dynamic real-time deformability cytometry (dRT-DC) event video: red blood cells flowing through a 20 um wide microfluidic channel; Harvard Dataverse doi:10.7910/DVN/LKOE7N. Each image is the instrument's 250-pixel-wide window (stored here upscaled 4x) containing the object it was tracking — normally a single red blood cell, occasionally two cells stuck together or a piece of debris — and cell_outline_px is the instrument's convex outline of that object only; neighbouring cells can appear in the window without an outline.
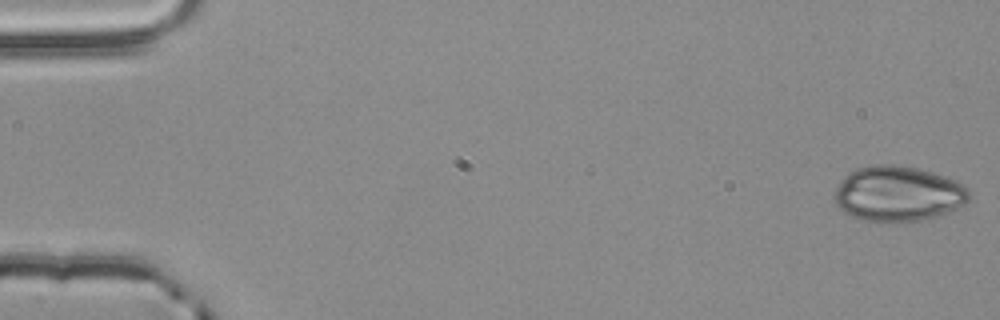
{"species": "common noctule bat (a hibernating species)", "species_latin": "Nyctalus noctula", "temperature_condition": "room temperature", "stored_images_in_passage": 3, "camera_frame_rate_fps": 3000, "um_per_image_px": 0.085, "animal": {"sex": "male", "body_mass_g": 20.4}, "frame": {"image": 1, "passage_image": 1, "time_ms": 0.0, "image_size_px": [1000, 320], "cell_outline_px": [[968, 200], [964, 204], [956, 208], [936, 216], [920, 220], [888, 224], [880, 224], [864, 220], [852, 216], [844, 212], [836, 204], [836, 188], [840, 180], [848, 172], [856, 168], [872, 164], [892, 164], [916, 168], [932, 172], [956, 180], [968, 188]], "centroid_in_image_um": [76.3, 16.48], "position_along_channel_um": 8.7, "area_um2": 43.7}}